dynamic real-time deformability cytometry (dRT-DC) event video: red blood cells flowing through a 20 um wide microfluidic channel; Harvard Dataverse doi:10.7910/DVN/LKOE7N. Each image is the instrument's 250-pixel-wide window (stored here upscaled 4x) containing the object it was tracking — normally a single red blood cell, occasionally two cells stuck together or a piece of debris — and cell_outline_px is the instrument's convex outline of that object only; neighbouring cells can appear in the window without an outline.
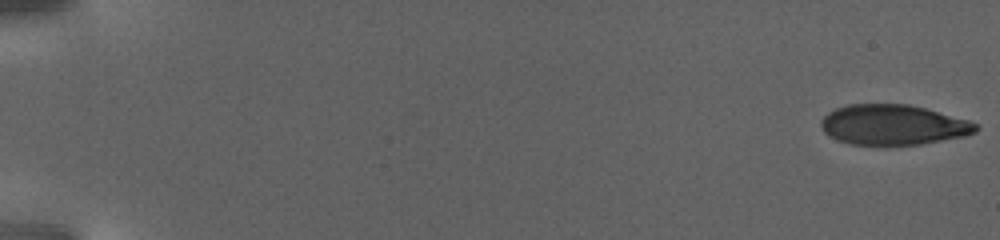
{"species": "human", "species_latin": "Homo sapiens", "temperature_condition": "warm", "stored_images_in_passage": 104, "camera_frame_rate_fps": 3000, "um_per_image_px": 0.085, "donor": {"sex": "female"}, "frame": {"image": 1, "passage_image": 1, "time_ms": 0.0, "image_size_px": [1000, 240], "cell_outline_px": [[980, 128], [976, 132], [964, 136], [920, 144], [852, 144], [836, 140], [828, 136], [824, 132], [820, 124], [820, 120], [828, 112], [836, 108], [848, 104], [908, 104], [924, 108], [968, 120], [976, 124]], "centroid_in_image_um": [75.88, 10.6], "position_along_channel_um": 9.1, "area_um2": 36.07}}
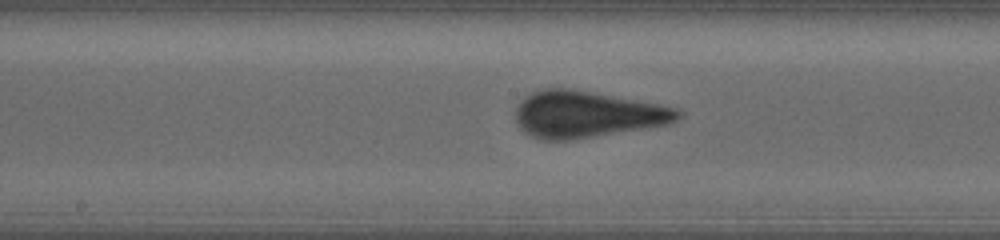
{"frame": {"image": 2, "passage_image": 57, "time_ms": 18.667, "image_size_px": [1000, 240], "cell_outline_px": [[684, 112], [676, 120], [668, 124], [572, 140], [540, 140], [524, 132], [516, 124], [516, 108], [520, 100], [524, 96], [532, 92], [544, 88], [568, 88], [656, 104], [676, 108]], "centroid_in_image_um": [49.81, 9.73], "position_along_channel_um": 198.4, "area_um2": 43.75}}
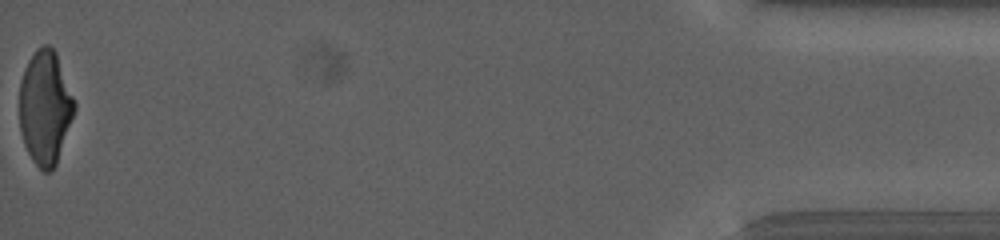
{"frame": {"image": 3, "passage_image": 104, "time_ms": 34.333, "image_size_px": [1000, 240], "cell_outline_px": [[76, 108], [56, 164], [48, 172], [44, 172], [32, 160], [24, 144], [20, 132], [20, 80], [24, 68], [28, 60], [36, 48], [44, 44], [48, 44], [56, 52], [76, 104]], "centroid_in_image_um": [3.83, 9.11], "position_along_channel_um": 431.4, "area_um2": 36.41}}